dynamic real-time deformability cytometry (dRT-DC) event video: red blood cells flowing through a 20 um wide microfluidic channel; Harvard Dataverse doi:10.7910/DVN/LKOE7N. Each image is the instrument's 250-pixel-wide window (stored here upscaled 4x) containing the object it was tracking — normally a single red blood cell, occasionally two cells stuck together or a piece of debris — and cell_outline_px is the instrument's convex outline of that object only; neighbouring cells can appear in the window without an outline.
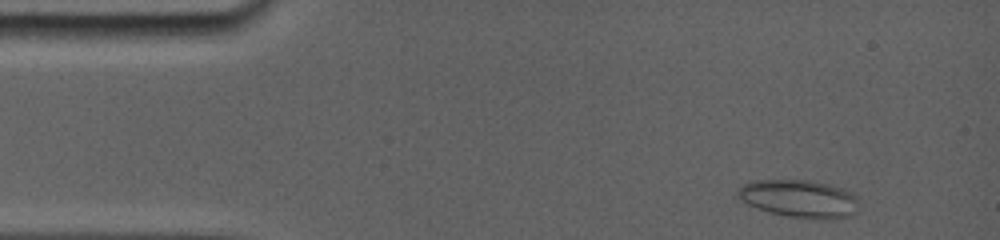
{"species": "common noctule bat (a hibernating species)", "species_latin": "Nyctalus noctula", "temperature_condition": "room temperature", "stored_images_in_passage": 21, "camera_frame_rate_fps": 5000, "um_per_image_px": 0.085, "animal": {"sex": "female", "body_mass_g": 19.0, "forearm_length_mm": 56.7}, "frame": {"image": 1, "passage_image": 2, "time_ms": 0.4, "image_size_px": [1000, 240], "cell_outline_px": [[860, 204], [856, 212], [852, 216], [832, 220], [828, 220], [784, 216], [768, 212], [736, 200], [732, 196], [744, 184], [760, 180], [800, 180], [824, 184], [840, 188], [856, 196]], "centroid_in_image_um": [67.9, 16.93], "position_along_channel_um": 17.1, "area_um2": 26.88}}
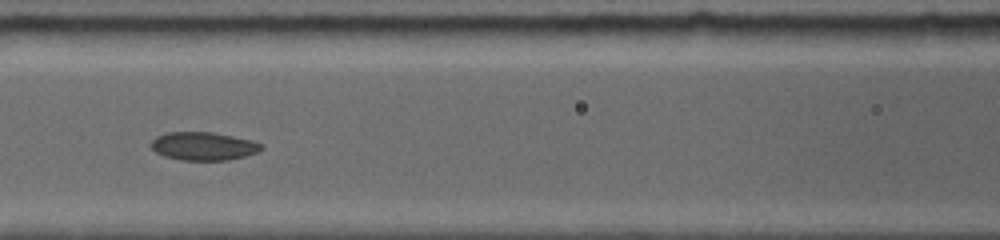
{"frame": {"image": 2, "passage_image": 15, "time_ms": 6.0, "image_size_px": [1000, 240], "cell_outline_px": [[264, 148], [260, 152], [228, 160], [180, 160], [164, 156], [156, 152], [152, 148], [152, 140], [168, 132], [212, 132], [248, 140], [260, 144]], "centroid_in_image_um": [17.3, 12.44], "position_along_channel_um": 149.3, "area_um2": 17.8}}
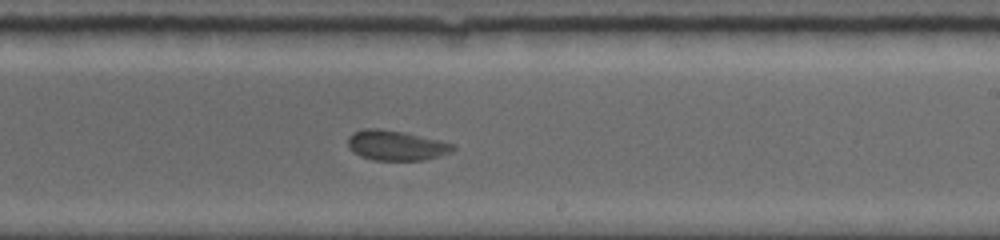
{"frame": {"image": 3, "passage_image": 21, "time_ms": 8.8, "image_size_px": [1000, 240], "cell_outline_px": [[456, 148], [452, 152], [440, 156], [424, 160], [372, 160], [360, 156], [348, 144], [348, 136], [352, 132], [364, 128], [376, 128], [404, 132], [440, 140], [452, 144]], "centroid_in_image_um": [33.68, 12.35], "position_along_channel_um": 255.3, "area_um2": 18.32}}